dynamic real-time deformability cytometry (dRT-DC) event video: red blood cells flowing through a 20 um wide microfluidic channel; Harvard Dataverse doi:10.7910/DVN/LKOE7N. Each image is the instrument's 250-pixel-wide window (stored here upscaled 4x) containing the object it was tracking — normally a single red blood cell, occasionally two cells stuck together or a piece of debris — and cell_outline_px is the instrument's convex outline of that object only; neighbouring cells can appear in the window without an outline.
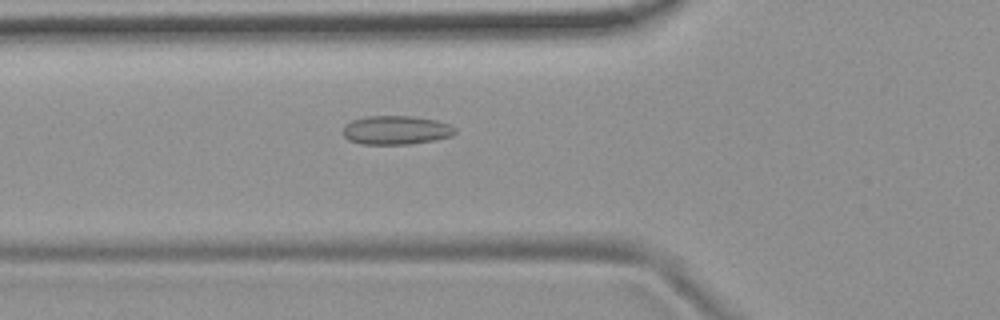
{"species": "common noctule bat (a hibernating species)", "species_latin": "Nyctalus noctula", "temperature_condition": "room temperature", "stored_images_in_passage": 40, "camera_frame_rate_fps": 3000, "um_per_image_px": 0.085, "animal": {"sex": "female", "body_mass_g": 19.9}, "frame": {"image": 1, "passage_image": 6, "time_ms": 1.667, "image_size_px": [1000, 320], "cell_outline_px": [[456, 132], [452, 136], [436, 140], [408, 144], [360, 144], [348, 140], [344, 136], [344, 124], [352, 120], [368, 116], [412, 116], [436, 120], [448, 124], [456, 128]], "centroid_in_image_um": [33.67, 11.06], "position_along_channel_um": 92.1, "area_um2": 18.9}}
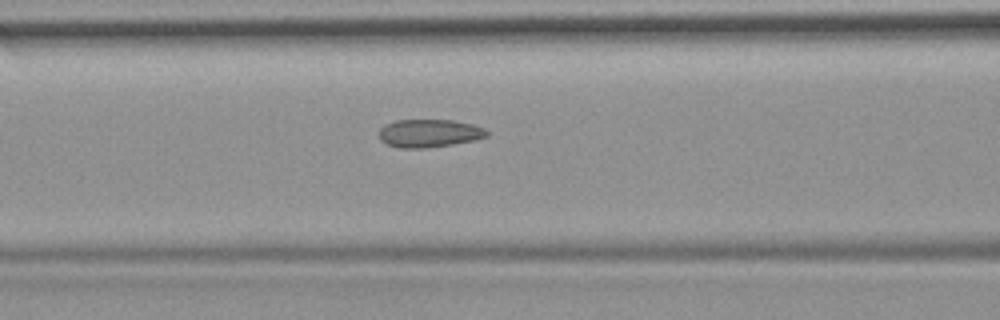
{"frame": {"image": 2, "passage_image": 9, "time_ms": 2.667, "image_size_px": [1000, 320], "cell_outline_px": [[488, 136], [472, 140], [452, 144], [424, 148], [400, 148], [388, 144], [380, 140], [380, 128], [396, 120], [452, 120], [472, 124], [484, 128], [488, 132]], "centroid_in_image_um": [36.49, 11.32], "position_along_channel_um": 130.1, "area_um2": 17.34}}
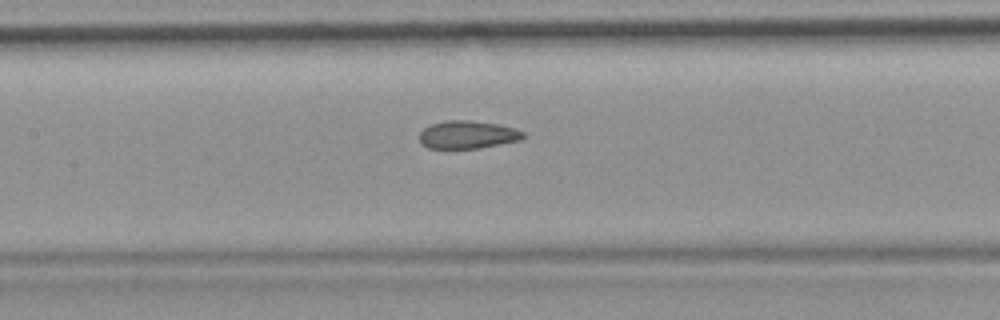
{"frame": {"image": 3, "passage_image": 12, "time_ms": 3.667, "image_size_px": [1000, 320], "cell_outline_px": [[524, 136], [520, 140], [476, 148], [428, 148], [420, 140], [420, 132], [424, 128], [432, 124], [448, 120], [472, 120], [496, 124], [516, 128], [524, 132]], "centroid_in_image_um": [39.75, 11.43], "position_along_channel_um": 167.6, "area_um2": 16.59}, "authors_computed_cell_mechanics": {"area_um2": 17.3111, "velocity_mm_per_s": 3.7603, "shape_relaxation_time_tau1_ms": null, "shape_relaxation_time_tau2_ms": 1.7888, "deformation_change_tau1": null, "deformation_change_tau2": 0.0749}}